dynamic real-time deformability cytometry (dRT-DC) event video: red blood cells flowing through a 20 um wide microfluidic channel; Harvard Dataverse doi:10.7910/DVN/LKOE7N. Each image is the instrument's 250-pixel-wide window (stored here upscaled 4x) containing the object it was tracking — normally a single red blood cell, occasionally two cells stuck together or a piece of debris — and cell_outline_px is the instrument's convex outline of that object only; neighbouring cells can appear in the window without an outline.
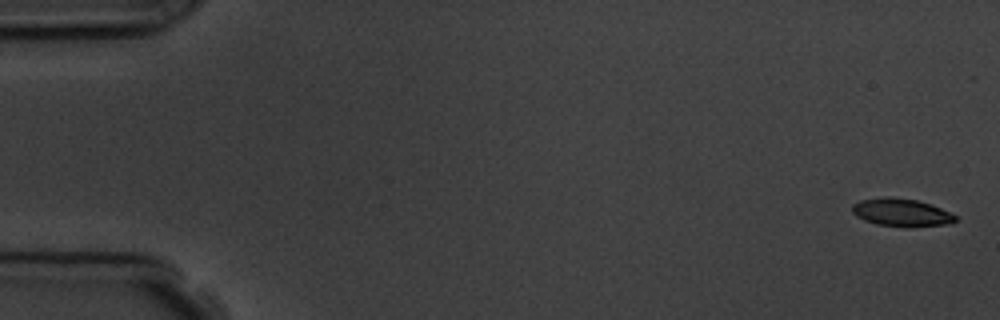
{"species": "common noctule bat (a hibernating species)", "species_latin": "Nyctalus noctula", "temperature_condition": "room temperature", "stored_images_in_passage": 5, "camera_frame_rate_fps": 3000, "um_per_image_px": 0.085, "animal": {"sex": "male", "body_mass_g": 19.5, "forearm_length_mm": 54.6}, "frame": {"image": 1, "passage_image": 1, "time_ms": 0.0, "image_size_px": [1000, 320], "cell_outline_px": [[956, 220], [948, 224], [908, 228], [876, 224], [864, 220], [856, 216], [852, 212], [852, 204], [860, 200], [884, 196], [888, 196], [916, 200], [932, 204], [956, 216]], "centroid_in_image_um": [76.59, 18.06], "position_along_channel_um": 8.4, "area_um2": 16.94}}
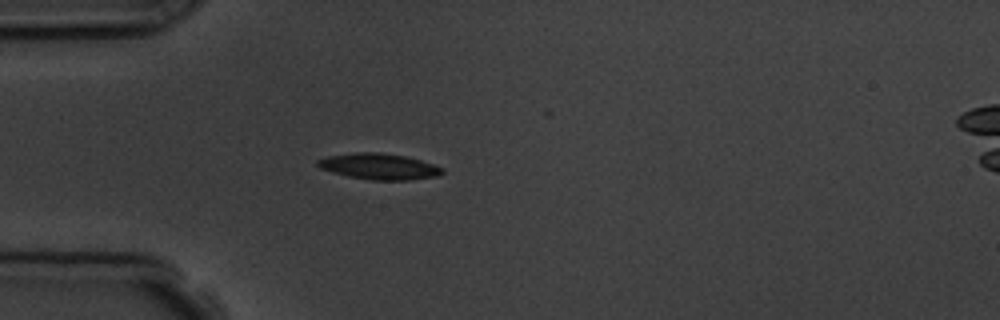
{"frame": {"image": 2, "passage_image": 5, "time_ms": 4.667, "image_size_px": [1000, 320], "cell_outline_px": [[444, 172], [440, 176], [412, 180], [372, 180], [348, 176], [320, 168], [316, 164], [316, 160], [328, 156], [356, 152], [380, 152], [404, 156], [420, 160], [444, 168]], "centroid_in_image_um": [32.25, 14.15], "position_along_channel_um": 52.8, "area_um2": 18.9}}